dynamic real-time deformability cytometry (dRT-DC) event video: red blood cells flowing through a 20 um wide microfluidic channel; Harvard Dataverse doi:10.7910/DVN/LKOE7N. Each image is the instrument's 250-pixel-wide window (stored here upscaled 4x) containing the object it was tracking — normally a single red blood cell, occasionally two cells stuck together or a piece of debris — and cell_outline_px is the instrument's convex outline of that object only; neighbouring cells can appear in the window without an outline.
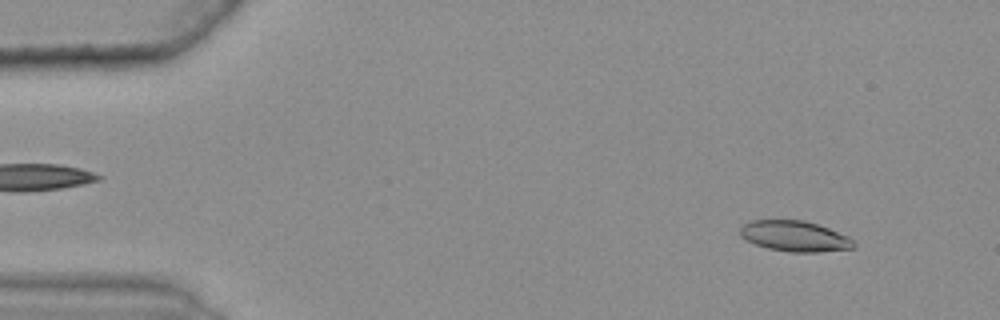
{"species": "common noctule bat (a hibernating species)", "species_latin": "Nyctalus noctula", "temperature_condition": "warm", "stored_images_in_passage": 46, "camera_frame_rate_fps": 3000, "um_per_image_px": 0.085, "animal": {"sex": "female", "body_mass_g": 25.1}, "frame": {"image": 1, "passage_image": 5, "time_ms": 1.333, "image_size_px": [1000, 320], "cell_outline_px": [[856, 248], [820, 252], [788, 252], [768, 248], [756, 244], [740, 236], [740, 228], [744, 224], [752, 220], [804, 220], [828, 228], [848, 236], [856, 244]], "centroid_in_image_um": [67.57, 20.08], "position_along_channel_um": 17.4, "area_um2": 20.23}}
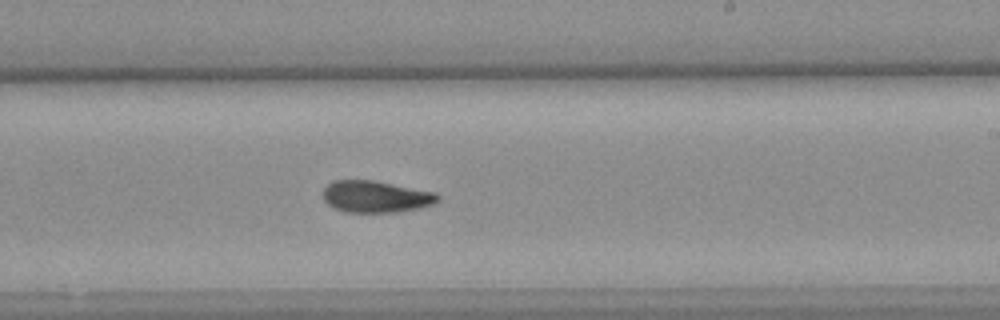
{"frame": {"image": 2, "passage_image": 33, "time_ms": 10.667, "image_size_px": [1000, 320], "cell_outline_px": [[440, 200], [432, 204], [420, 208], [396, 212], [344, 212], [328, 204], [324, 200], [324, 188], [332, 180], [376, 180], [436, 192], [440, 196]], "centroid_in_image_um": [31.97, 16.7], "position_along_channel_um": 257.0, "area_um2": 21.39}}
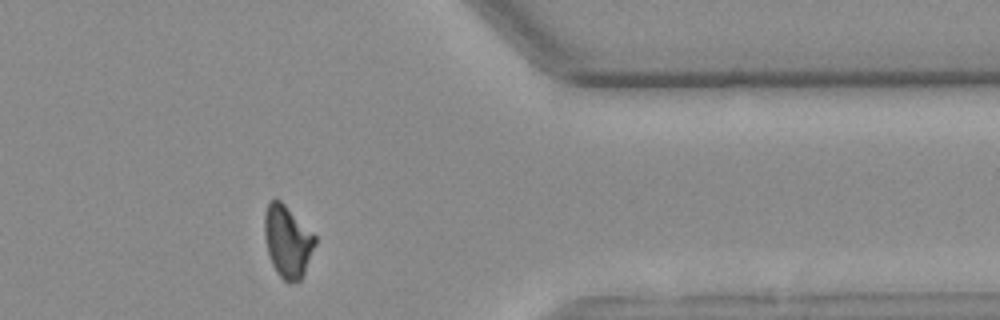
{"frame": {"image": 3, "passage_image": 45, "time_ms": 14.667, "image_size_px": [1000, 320], "cell_outline_px": [[316, 244], [304, 276], [300, 280], [292, 284], [288, 284], [276, 272], [272, 264], [268, 252], [264, 232], [264, 212], [268, 204], [276, 196], [316, 236]], "centroid_in_image_um": [24.45, 20.55], "position_along_channel_um": 387.0, "area_um2": 21.39}, "authors_computed_cell_mechanics": {"area_um2": 21.3571, "velocity_mm_per_s": 3.646, "shape_relaxation_time_tau1_ms": null, "shape_relaxation_time_tau2_ms": 3.7807, "deformation_change_tau1": null, "deformation_change_tau2": 0.0924}}